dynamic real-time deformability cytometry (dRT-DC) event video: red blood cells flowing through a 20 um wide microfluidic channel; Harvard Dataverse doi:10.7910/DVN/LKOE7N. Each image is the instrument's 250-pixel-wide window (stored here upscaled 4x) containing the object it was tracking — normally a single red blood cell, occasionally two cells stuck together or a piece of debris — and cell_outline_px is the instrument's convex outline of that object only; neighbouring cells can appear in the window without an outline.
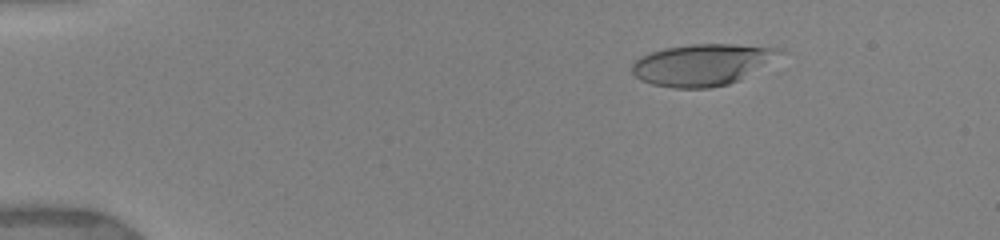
{"species": "human", "species_latin": "Homo sapiens", "temperature_condition": "warm", "stored_images_in_passage": 42, "camera_frame_rate_fps": 3000, "um_per_image_px": 0.085, "donor": {"sex": "female"}, "frame": {"image": 1, "passage_image": 4, "time_ms": 2.333, "image_size_px": [1000, 240], "cell_outline_px": [[788, 52], [740, 80], [728, 84], [708, 88], [672, 88], [652, 84], [640, 80], [632, 72], [632, 64], [640, 56], [664, 48], [692, 44], [736, 44], [784, 48]], "centroid_in_image_um": [59.75, 5.49], "position_along_channel_um": 25.2, "area_um2": 36.07}}
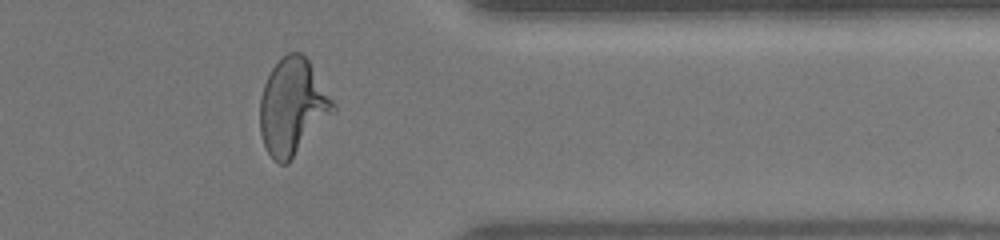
{"frame": {"image": 2, "passage_image": 38, "time_ms": 14.0, "image_size_px": [1000, 240], "cell_outline_px": [[336, 112], [288, 164], [280, 164], [272, 160], [264, 144], [260, 132], [260, 96], [264, 84], [272, 68], [288, 52], [300, 52], [308, 60], [336, 104]], "centroid_in_image_um": [24.89, 9.12], "position_along_channel_um": 386.5, "area_um2": 41.21}}
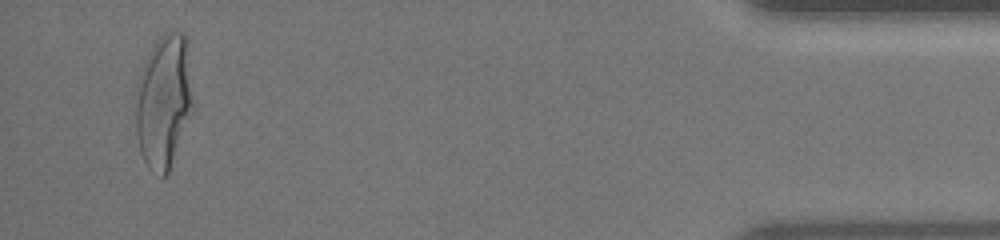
{"frame": {"image": 3, "passage_image": 41, "time_ms": 16.333, "image_size_px": [1000, 240], "cell_outline_px": [[192, 112], [168, 172], [164, 176], [148, 168], [140, 152], [136, 132], [136, 104], [140, 72], [144, 60], [148, 52], [160, 36], [168, 32], [184, 32], [192, 100]], "centroid_in_image_um": [13.89, 8.63], "position_along_channel_um": 421.3, "area_um2": 43.52}, "authors_computed_cell_mechanics": {"area_um2": 38.6104, "velocity_mm_per_s": 3.9421, "shape_relaxation_time_tau1_ms": 4.6989, "shape_relaxation_time_tau2_ms": null, "deformation_change_tau1": 0.2639, "deformation_change_tau2": null}}